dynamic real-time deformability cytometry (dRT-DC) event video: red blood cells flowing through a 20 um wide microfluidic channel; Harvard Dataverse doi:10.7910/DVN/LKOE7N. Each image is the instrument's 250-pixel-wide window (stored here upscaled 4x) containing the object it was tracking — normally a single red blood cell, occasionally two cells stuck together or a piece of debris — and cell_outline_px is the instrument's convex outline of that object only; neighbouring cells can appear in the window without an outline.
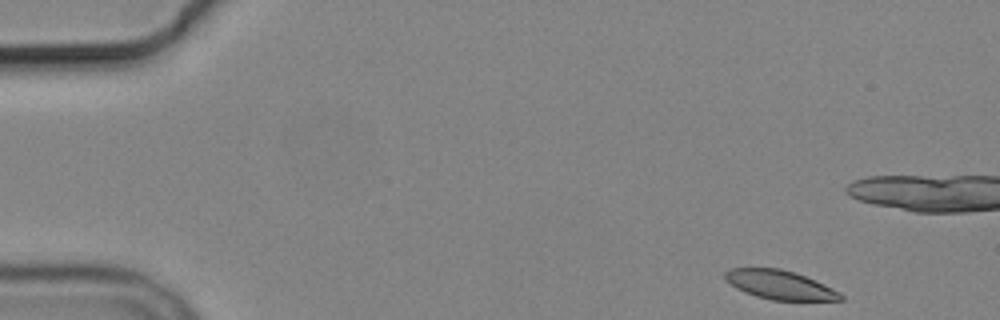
{"species": "common noctule bat (a hibernating species)", "species_latin": "Nyctalus noctula", "temperature_condition": "cold", "stored_images_in_passage": 4, "camera_frame_rate_fps": 3000, "um_per_image_px": 0.085, "animal": {"sex": "male", "body_mass_g": 19.2, "forearm_length_mm": 51.8}, "frame": {"image": 1, "passage_image": 1, "time_ms": 0.0, "image_size_px": [1000, 320], "cell_outline_px": [[844, 300], [772, 300], [756, 296], [744, 292], [736, 288], [724, 276], [724, 272], [732, 268], [780, 268], [796, 272], [816, 280], [840, 292], [844, 296]], "centroid_in_image_um": [66.32, 24.2], "position_along_channel_um": 18.7, "area_um2": 19.48}}